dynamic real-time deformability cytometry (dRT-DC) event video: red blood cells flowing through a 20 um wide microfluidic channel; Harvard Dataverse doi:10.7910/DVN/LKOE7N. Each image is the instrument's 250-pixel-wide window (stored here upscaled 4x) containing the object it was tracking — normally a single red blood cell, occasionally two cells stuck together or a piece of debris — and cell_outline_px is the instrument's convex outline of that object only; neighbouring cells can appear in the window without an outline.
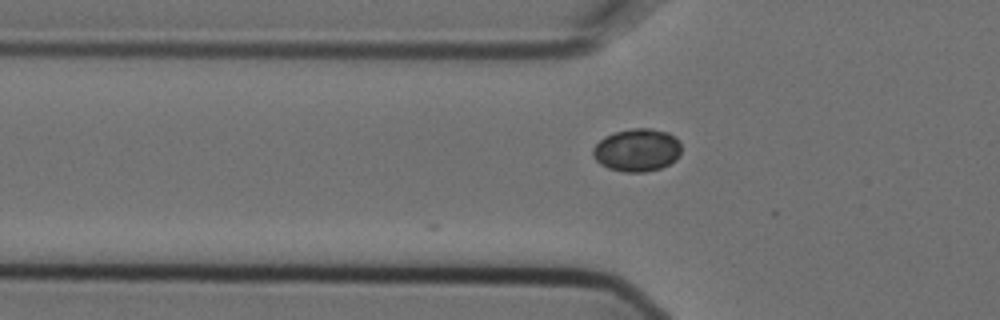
{"species": "Egyptian fruit bat (a non-hibernating species)", "species_latin": "Rousettus aegyptiacus", "temperature_condition": "cold", "stored_images_in_passage": 6, "camera_frame_rate_fps": 3000, "um_per_image_px": 0.085, "animal": {"sex": "female"}, "frame": {"image": 1, "passage_image": 4, "time_ms": 1.0, "image_size_px": [1000, 320], "cell_outline_px": [[680, 152], [676, 160], [660, 168], [644, 172], [624, 172], [608, 168], [600, 164], [592, 156], [592, 148], [604, 136], [616, 132], [632, 128], [652, 128], [668, 132], [680, 144]], "centroid_in_image_um": [54.11, 12.76], "position_along_channel_um": 71.7, "area_um2": 22.02}}
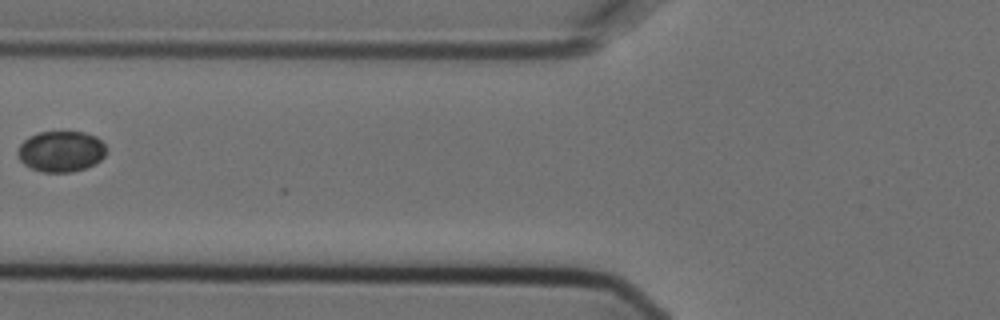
{"frame": {"image": 2, "passage_image": 5, "time_ms": 1.333, "image_size_px": [1000, 320], "cell_outline_px": [[108, 148], [104, 156], [96, 164], [72, 172], [40, 172], [24, 164], [20, 160], [16, 152], [20, 144], [28, 136], [40, 132], [84, 132], [96, 136]], "centroid_in_image_um": [5.19, 12.87], "position_along_channel_um": 120.6, "area_um2": 21.27}}